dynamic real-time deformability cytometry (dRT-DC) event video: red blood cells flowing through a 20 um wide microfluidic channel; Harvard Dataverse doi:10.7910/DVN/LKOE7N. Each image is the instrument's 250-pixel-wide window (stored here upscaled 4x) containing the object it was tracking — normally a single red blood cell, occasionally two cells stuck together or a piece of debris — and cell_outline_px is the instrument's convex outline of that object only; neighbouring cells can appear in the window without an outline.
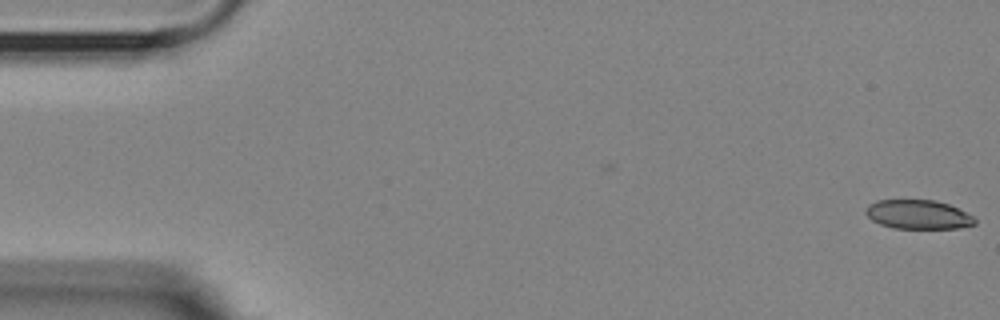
{"species": "Egyptian fruit bat (a non-hibernating species)", "species_latin": "Rousettus aegyptiacus", "temperature_condition": "room temperature", "stored_images_in_passage": 52, "camera_frame_rate_fps": 3000, "um_per_image_px": 0.085, "animal": {"sex": "female"}, "frame": {"image": 1, "passage_image": 1, "time_ms": 0.0, "image_size_px": [1000, 320], "cell_outline_px": [[976, 224], [960, 228], [892, 228], [880, 224], [872, 220], [864, 212], [864, 208], [868, 204], [876, 200], [936, 200], [948, 204], [972, 216], [976, 220]], "centroid_in_image_um": [78.0, 18.23], "position_along_channel_um": 7.0, "area_um2": 18.5}}
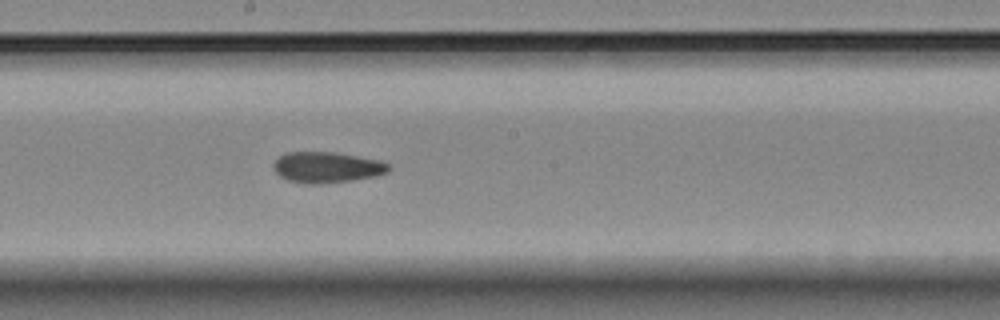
{"frame": {"image": 2, "passage_image": 30, "time_ms": 9.667, "image_size_px": [1000, 320], "cell_outline_px": [[392, 168], [388, 172], [376, 176], [352, 180], [316, 184], [308, 184], [288, 180], [280, 176], [272, 168], [272, 164], [280, 156], [288, 152], [336, 152], [380, 160], [388, 164]], "centroid_in_image_um": [27.8, 14.22], "position_along_channel_um": 220.4, "area_um2": 20.75}}
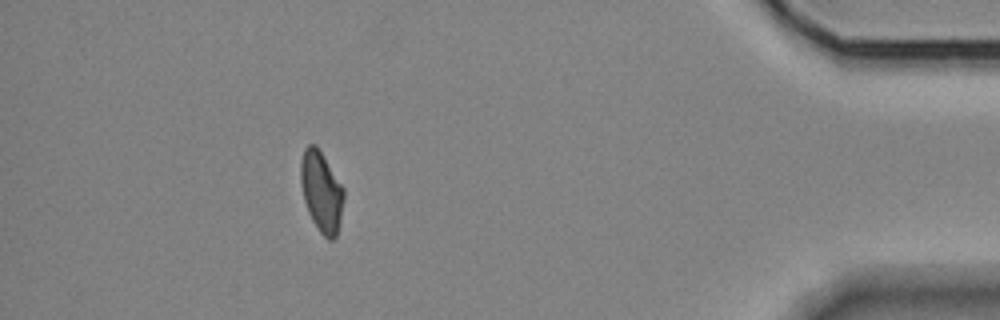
{"frame": {"image": 3, "passage_image": 50, "time_ms": 16.333, "image_size_px": [1000, 320], "cell_outline_px": [[344, 200], [340, 220], [336, 236], [332, 240], [328, 240], [320, 232], [312, 220], [308, 212], [304, 200], [300, 184], [300, 164], [304, 148], [308, 144], [316, 144], [344, 188]], "centroid_in_image_um": [27.31, 16.27], "position_along_channel_um": 407.9, "area_um2": 20.29}}